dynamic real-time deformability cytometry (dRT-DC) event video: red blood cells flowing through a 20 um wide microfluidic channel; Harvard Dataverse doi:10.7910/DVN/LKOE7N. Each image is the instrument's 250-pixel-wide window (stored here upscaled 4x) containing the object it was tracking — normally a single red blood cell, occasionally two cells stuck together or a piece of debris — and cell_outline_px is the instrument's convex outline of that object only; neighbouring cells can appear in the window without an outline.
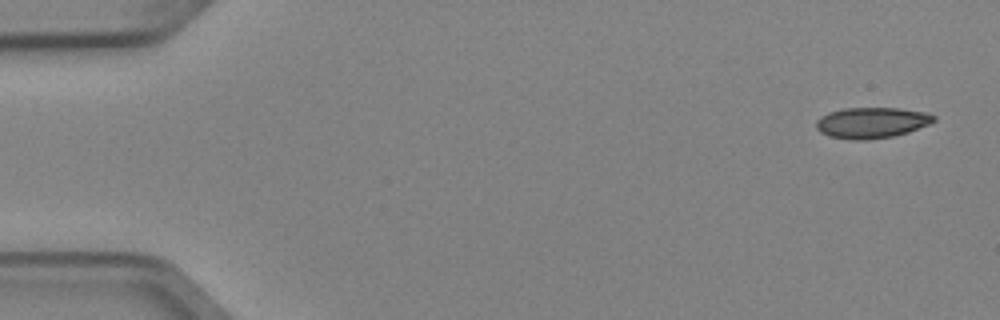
{"species": "Egyptian fruit bat (a non-hibernating species)", "species_latin": "Rousettus aegyptiacus", "temperature_condition": "cold", "stored_images_in_passage": 6, "camera_frame_rate_fps": 3000, "um_per_image_px": 0.085, "animal": {"sex": "female"}, "frame": {"image": 1, "passage_image": 1, "time_ms": 0.0, "image_size_px": [1000, 320], "cell_outline_px": [[936, 120], [928, 124], [908, 132], [892, 136], [868, 140], [852, 140], [828, 136], [820, 132], [816, 128], [816, 120], [820, 116], [828, 112], [844, 108], [900, 108], [928, 112], [936, 116]], "centroid_in_image_um": [74.08, 10.42], "position_along_channel_um": 10.9, "area_um2": 21.33}}
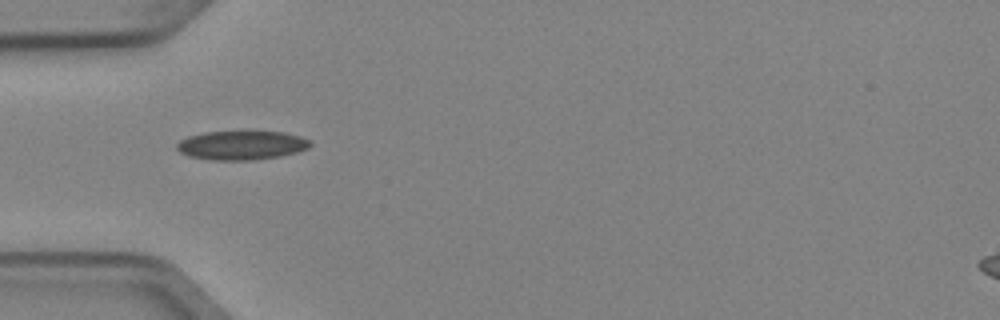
{"frame": {"image": 2, "passage_image": 5, "time_ms": 1.333, "image_size_px": [1000, 320], "cell_outline_px": [[312, 144], [308, 148], [296, 152], [280, 156], [256, 160], [212, 160], [188, 156], [180, 152], [176, 148], [176, 144], [180, 140], [188, 136], [204, 132], [284, 132], [300, 136], [312, 140]], "centroid_in_image_um": [20.54, 12.35], "position_along_channel_um": 64.5, "area_um2": 22.6}}
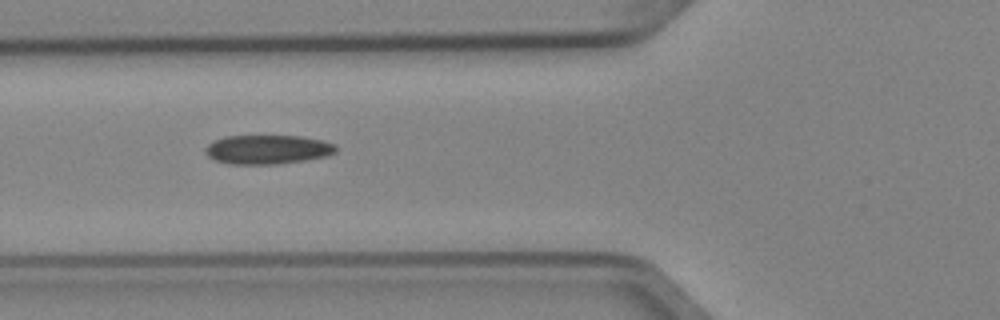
{"frame": {"image": 3, "passage_image": 6, "time_ms": 1.667, "image_size_px": [1000, 320], "cell_outline_px": [[336, 152], [324, 156], [304, 160], [276, 164], [228, 164], [212, 160], [204, 152], [204, 148], [208, 144], [224, 136], [300, 136], [324, 140], [336, 144]], "centroid_in_image_um": [22.71, 12.7], "position_along_channel_um": 103.1, "area_um2": 22.25}}